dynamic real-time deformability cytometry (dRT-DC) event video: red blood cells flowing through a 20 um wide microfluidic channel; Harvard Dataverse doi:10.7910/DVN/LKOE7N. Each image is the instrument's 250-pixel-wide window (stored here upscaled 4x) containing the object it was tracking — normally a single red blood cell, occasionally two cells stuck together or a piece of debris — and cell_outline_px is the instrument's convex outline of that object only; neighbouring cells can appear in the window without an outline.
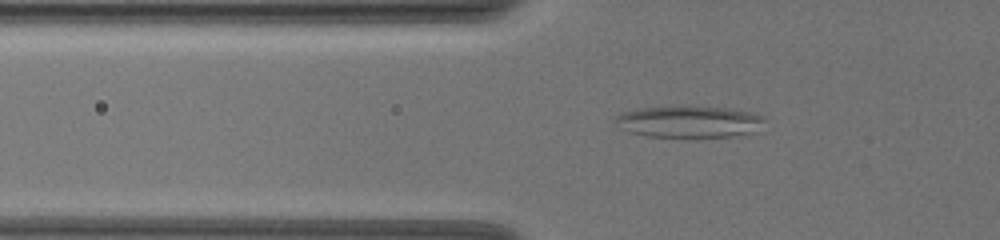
{"species": "common noctule bat (a hibernating species)", "species_latin": "Nyctalus noctula", "temperature_condition": "warm", "stored_images_in_passage": 62, "camera_frame_rate_fps": 3000, "um_per_image_px": 0.085, "animal": {"sex": "female", "body_mass_g": 19.5, "forearm_length_mm": 54.1}, "frame": {"image": 1, "passage_image": 25, "time_ms": 8.0, "image_size_px": [1000, 240], "cell_outline_px": [[764, 132], [732, 136], [648, 136], [628, 132], [616, 120], [616, 116], [624, 112], [640, 108], [732, 108], [748, 112], [760, 116], [764, 120]], "centroid_in_image_um": [58.71, 10.37], "position_along_channel_um": 67.1, "area_um2": 26.7}}
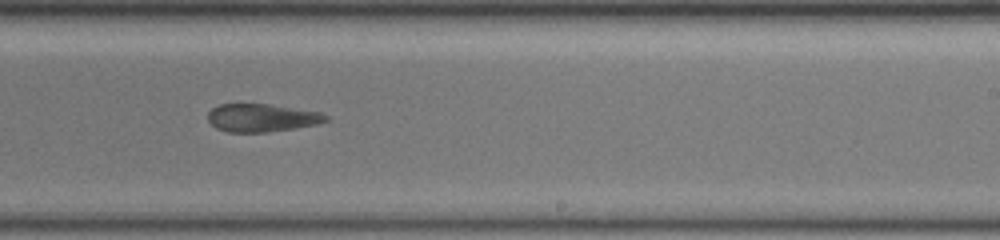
{"frame": {"image": 2, "passage_image": 42, "time_ms": 13.667, "image_size_px": [1000, 240], "cell_outline_px": [[328, 120], [316, 124], [296, 128], [268, 132], [228, 132], [216, 128], [208, 120], [208, 112], [212, 108], [220, 104], [272, 104], [320, 112], [328, 116]], "centroid_in_image_um": [22.25, 10.01], "position_along_channel_um": 266.8, "area_um2": 19.25}}
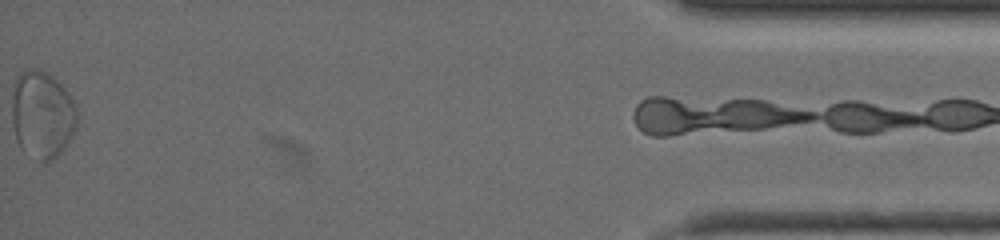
{"frame": {"image": 3, "passage_image": 62, "time_ms": 20.333, "image_size_px": [1000, 240], "cell_outline_px": [[76, 128], [72, 136], [64, 148], [52, 160], [44, 164], [20, 144], [16, 140], [12, 120], [12, 100], [16, 76], [24, 68], [40, 68], [48, 72], [68, 92], [76, 108]], "centroid_in_image_um": [3.58, 9.69], "position_along_channel_um": 431.6, "area_um2": 33.06}, "authors_computed_cell_mechanics": {"area_um2": 28.1775, "velocity_mm_per_s": 3.6464, "shape_relaxation_time_tau1_ms": null, "shape_relaxation_time_tau2_ms": 4.024, "deformation_change_tau1": null, "deformation_change_tau2": 0.1162}}